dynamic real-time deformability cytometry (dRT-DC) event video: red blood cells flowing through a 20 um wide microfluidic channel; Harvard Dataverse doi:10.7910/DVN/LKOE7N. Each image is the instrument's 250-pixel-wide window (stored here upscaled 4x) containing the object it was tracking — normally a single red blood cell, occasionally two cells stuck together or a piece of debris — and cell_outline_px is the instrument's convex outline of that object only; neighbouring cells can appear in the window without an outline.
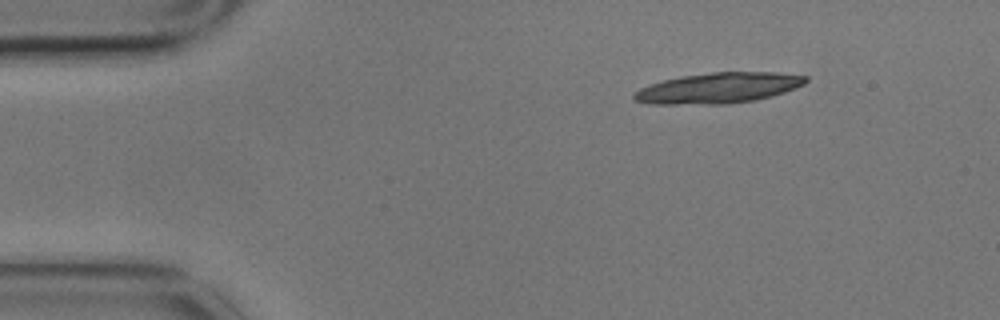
{"species": "common noctule bat (a hibernating species)", "species_latin": "Nyctalus noctula", "temperature_condition": "cold", "stored_images_in_passage": 4, "camera_frame_rate_fps": 3000, "um_per_image_px": 0.085, "animal": {"sex": "male", "body_mass_g": 17.9}, "frame": {"image": 1, "passage_image": 4, "time_ms": 1.0, "image_size_px": [1000, 320], "cell_outline_px": [[808, 80], [804, 84], [796, 88], [772, 96], [756, 100], [728, 104], [652, 104], [632, 100], [632, 96], [640, 88], [648, 84], [680, 76], [712, 72], [776, 72], [808, 76]], "centroid_in_image_um": [61.07, 7.48], "position_along_channel_um": 23.9, "area_um2": 30.81}}